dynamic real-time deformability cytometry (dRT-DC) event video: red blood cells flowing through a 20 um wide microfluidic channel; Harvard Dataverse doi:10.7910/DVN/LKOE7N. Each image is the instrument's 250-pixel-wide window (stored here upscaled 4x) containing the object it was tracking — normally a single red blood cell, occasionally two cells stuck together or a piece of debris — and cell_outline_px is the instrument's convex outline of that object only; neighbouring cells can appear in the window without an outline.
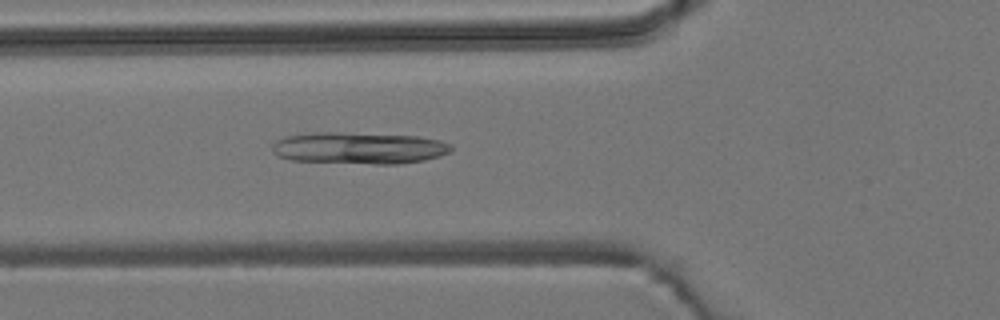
{"species": "common noctule bat (a hibernating species)", "species_latin": "Nyctalus noctula", "temperature_condition": "room temperature", "stored_images_in_passage": 37, "camera_frame_rate_fps": 3000, "um_per_image_px": 0.085, "animal": {"sex": "male", "body_mass_g": 19.2, "forearm_length_mm": 51.8}, "frame": {"image": 1, "passage_image": 19, "time_ms": 6.0, "image_size_px": [1000, 320], "cell_outline_px": [[452, 148], [448, 152], [440, 156], [424, 160], [400, 164], [376, 164], [292, 160], [276, 156], [272, 152], [272, 144], [276, 140], [284, 136], [308, 132], [340, 132], [416, 136], [440, 140], [452, 144]], "centroid_in_image_um": [30.47, 12.57], "position_along_channel_um": 95.3, "area_um2": 33.41}}
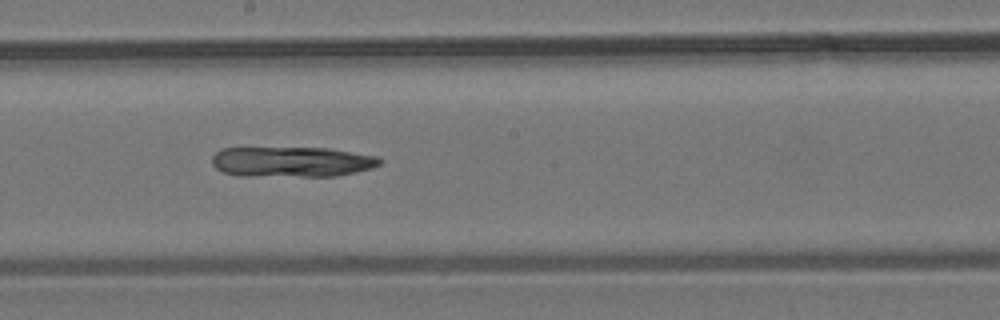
{"frame": {"image": 2, "passage_image": 29, "time_ms": 9.333, "image_size_px": [1000, 320], "cell_outline_px": [[384, 160], [380, 164], [372, 168], [356, 172], [336, 176], [240, 176], [224, 172], [216, 168], [212, 164], [212, 156], [220, 148], [328, 148], [376, 156]], "centroid_in_image_um": [24.79, 13.76], "position_along_channel_um": 223.4, "area_um2": 29.77}}
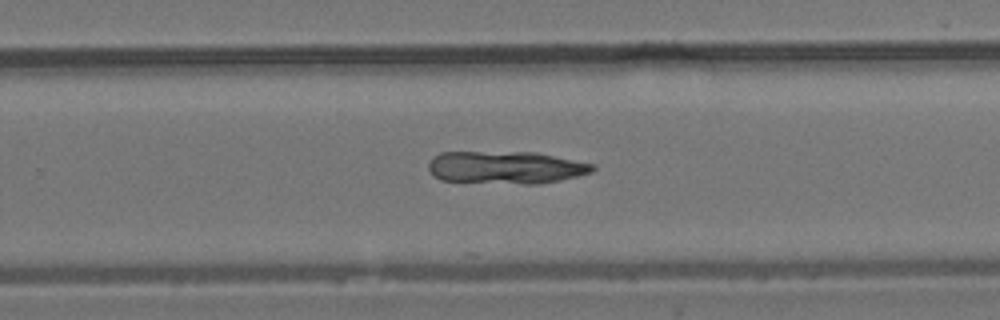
{"frame": {"image": 3, "passage_image": 34, "time_ms": 11.0, "image_size_px": [1000, 320], "cell_outline_px": [[596, 168], [592, 172], [560, 180], [540, 184], [524, 184], [440, 180], [432, 176], [428, 168], [428, 164], [432, 156], [440, 152], [536, 152], [596, 164]], "centroid_in_image_um": [42.98, 14.23], "position_along_channel_um": 286.8, "area_um2": 31.44}}